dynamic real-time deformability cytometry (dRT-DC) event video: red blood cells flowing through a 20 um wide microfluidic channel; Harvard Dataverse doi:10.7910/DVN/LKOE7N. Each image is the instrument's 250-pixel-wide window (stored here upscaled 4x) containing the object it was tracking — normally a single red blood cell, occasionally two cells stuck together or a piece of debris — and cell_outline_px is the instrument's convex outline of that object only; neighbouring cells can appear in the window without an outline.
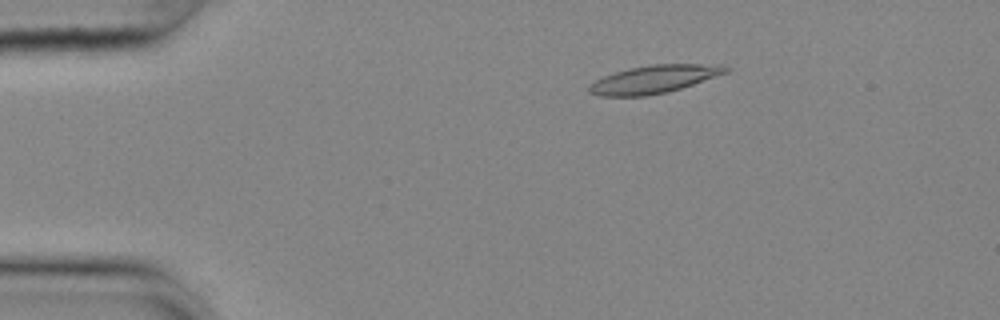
{"species": "common noctule bat (a hibernating species)", "species_latin": "Nyctalus noctula", "temperature_condition": "cold", "stored_images_in_passage": 55, "camera_frame_rate_fps": 3000, "um_per_image_px": 0.085, "animal": {"sex": "female", "body_mass_g": 25.1}, "frame": {"image": 1, "passage_image": 10, "time_ms": 3.0, "image_size_px": [1000, 320], "cell_outline_px": [[732, 68], [728, 72], [668, 92], [644, 96], [600, 96], [588, 92], [588, 84], [604, 76], [628, 68], [652, 64], [720, 64]], "centroid_in_image_um": [55.58, 6.73], "position_along_channel_um": 29.4, "area_um2": 22.2}}
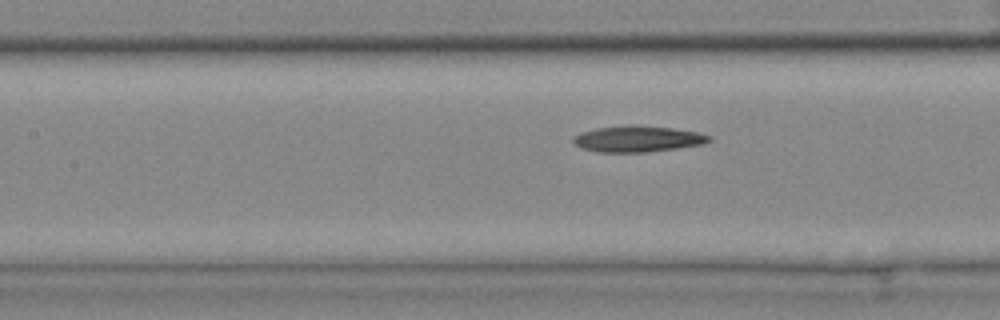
{"frame": {"image": 2, "passage_image": 25, "time_ms": 8.0, "image_size_px": [1000, 320], "cell_outline_px": [[712, 140], [704, 144], [648, 152], [596, 152], [580, 148], [572, 140], [580, 132], [596, 128], [628, 124], [632, 124], [672, 128], [696, 132], [712, 136]], "centroid_in_image_um": [54.2, 11.8], "position_along_channel_um": 153.2, "area_um2": 20.81}}
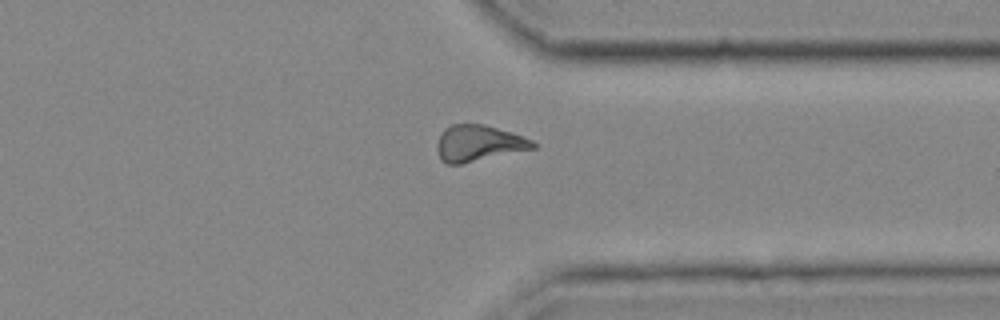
{"frame": {"image": 3, "passage_image": 43, "time_ms": 14.0, "image_size_px": [1000, 320], "cell_outline_px": [[536, 148], [460, 164], [448, 164], [440, 160], [436, 148], [440, 136], [444, 128], [452, 124], [484, 124], [532, 140], [536, 144]], "centroid_in_image_um": [40.64, 12.18], "position_along_channel_um": 370.8, "area_um2": 19.94}}